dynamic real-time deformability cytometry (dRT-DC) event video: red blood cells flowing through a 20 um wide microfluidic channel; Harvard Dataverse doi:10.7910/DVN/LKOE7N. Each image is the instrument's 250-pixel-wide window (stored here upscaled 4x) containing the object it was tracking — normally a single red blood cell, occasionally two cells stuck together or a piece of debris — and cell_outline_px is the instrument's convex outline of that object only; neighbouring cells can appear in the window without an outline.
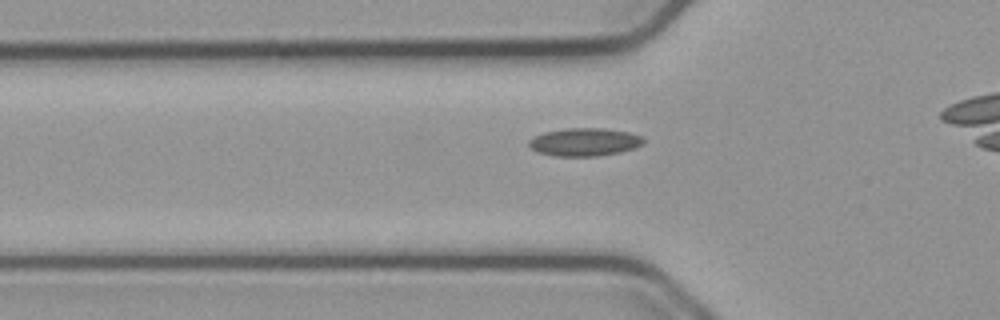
{"species": "common noctule bat (a hibernating species)", "species_latin": "Nyctalus noctula", "temperature_condition": "cold", "stored_images_in_passage": 28, "camera_frame_rate_fps": 3000, "um_per_image_px": 0.085, "animal": {"sex": "male", "body_mass_g": 23.1, "forearm_length_mm": 52.7}, "frame": {"image": 1, "passage_image": 9, "time_ms": 2.667, "image_size_px": [1000, 320], "cell_outline_px": [[644, 144], [636, 148], [620, 152], [596, 156], [556, 156], [536, 152], [528, 144], [528, 140], [544, 132], [568, 128], [604, 128], [628, 132], [640, 136], [644, 140]], "centroid_in_image_um": [49.69, 12.07], "position_along_channel_um": 76.1, "area_um2": 18.67}}
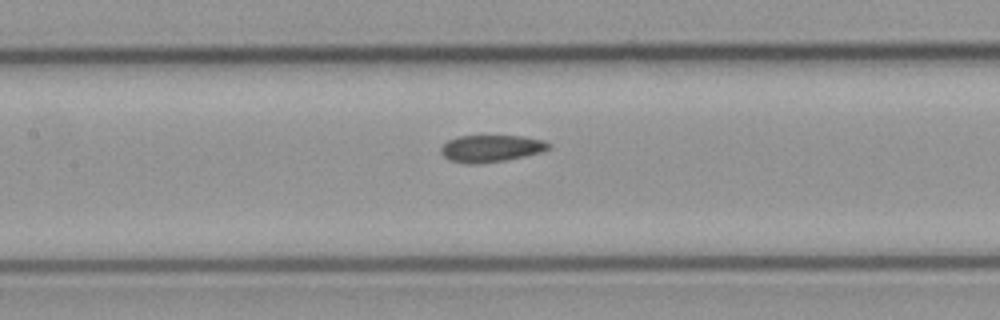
{"frame": {"image": 2, "passage_image": 16, "time_ms": 5.0, "image_size_px": [1000, 320], "cell_outline_px": [[552, 148], [540, 152], [524, 156], [504, 160], [472, 164], [468, 164], [448, 160], [440, 152], [440, 148], [448, 140], [456, 136], [524, 136], [544, 140], [552, 144]], "centroid_in_image_um": [41.75, 12.61], "position_along_channel_um": 165.7, "area_um2": 16.99}}
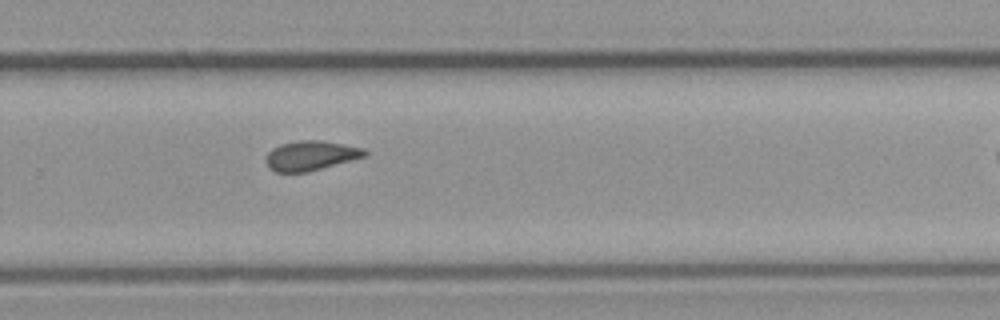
{"frame": {"image": 3, "passage_image": 27, "time_ms": 8.667, "image_size_px": [1000, 320], "cell_outline_px": [[368, 156], [308, 172], [276, 172], [268, 168], [268, 152], [272, 148], [280, 144], [300, 140], [320, 140], [344, 144], [364, 148], [368, 152]], "centroid_in_image_um": [26.47, 13.22], "position_along_channel_um": 303.3, "area_um2": 17.11}}